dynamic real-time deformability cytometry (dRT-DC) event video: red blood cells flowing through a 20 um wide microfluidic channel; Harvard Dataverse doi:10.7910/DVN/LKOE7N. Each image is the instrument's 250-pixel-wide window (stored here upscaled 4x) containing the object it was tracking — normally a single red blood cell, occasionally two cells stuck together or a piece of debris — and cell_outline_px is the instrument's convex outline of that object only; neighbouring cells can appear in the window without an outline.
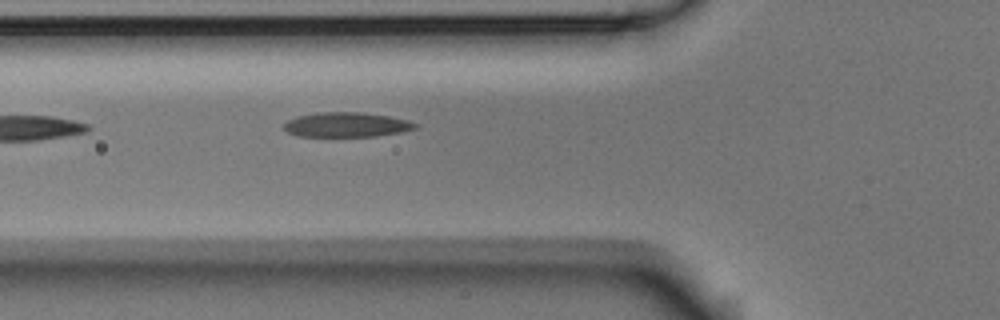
{"species": "Egyptian fruit bat (a non-hibernating species)", "species_latin": "Rousettus aegyptiacus", "temperature_condition": "room temperature", "stored_images_in_passage": 2, "camera_frame_rate_fps": 3000, "um_per_image_px": 0.085, "animal": {"sex": "male"}, "frame": {"image": 1, "passage_image": 2, "time_ms": 0.333, "image_size_px": [1000, 320], "cell_outline_px": [[416, 128], [400, 132], [376, 136], [296, 136], [288, 132], [284, 128], [284, 124], [288, 120], [296, 116], [316, 112], [360, 112], [388, 116], [408, 120], [416, 124]], "centroid_in_image_um": [29.41, 10.59], "position_along_channel_um": 96.4, "area_um2": 18.79}}